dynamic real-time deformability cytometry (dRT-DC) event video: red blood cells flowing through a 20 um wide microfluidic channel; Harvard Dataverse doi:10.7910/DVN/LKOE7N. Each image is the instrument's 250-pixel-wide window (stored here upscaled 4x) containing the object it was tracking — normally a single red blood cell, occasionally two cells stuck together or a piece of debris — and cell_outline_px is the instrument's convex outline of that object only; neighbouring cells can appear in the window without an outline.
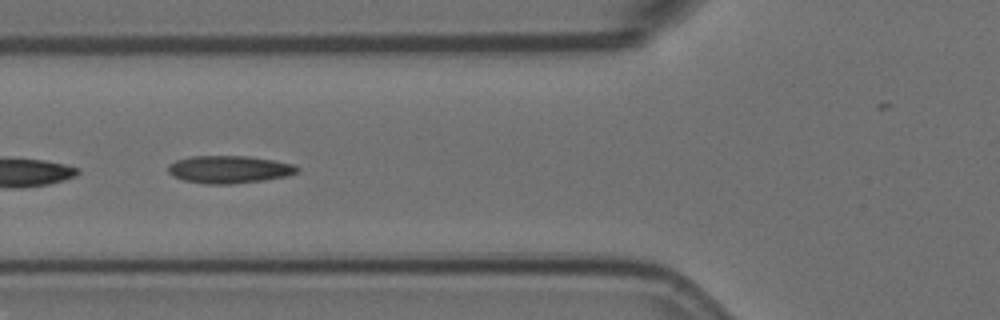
{"species": "Egyptian fruit bat (a non-hibernating species)", "species_latin": "Rousettus aegyptiacus", "temperature_condition": "room temperature", "stored_images_in_passage": 33, "camera_frame_rate_fps": 3000, "um_per_image_px": 0.085, "animal": {"sex": "female"}, "frame": {"image": 1, "passage_image": 21, "time_ms": 6.667, "image_size_px": [1000, 320], "cell_outline_px": [[300, 172], [288, 176], [264, 180], [232, 184], [208, 184], [184, 180], [172, 176], [168, 172], [168, 164], [176, 160], [192, 156], [248, 156], [296, 164], [300, 168]], "centroid_in_image_um": [19.51, 14.4], "position_along_channel_um": 106.3, "area_um2": 20.92}}